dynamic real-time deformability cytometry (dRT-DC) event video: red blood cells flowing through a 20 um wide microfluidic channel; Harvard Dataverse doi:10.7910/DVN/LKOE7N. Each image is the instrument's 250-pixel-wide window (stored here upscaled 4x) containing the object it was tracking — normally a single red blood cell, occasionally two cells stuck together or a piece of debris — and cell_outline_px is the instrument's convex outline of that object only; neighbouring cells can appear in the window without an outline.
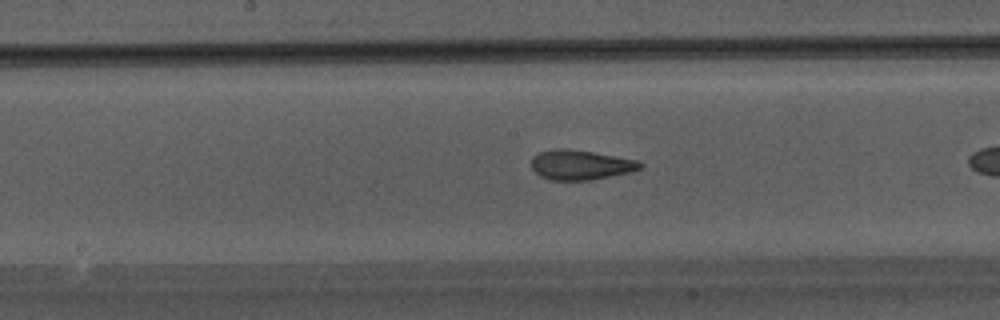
{"species": "Egyptian fruit bat (a non-hibernating species)", "species_latin": "Rousettus aegyptiacus", "temperature_condition": "warm", "stored_images_in_passage": 22, "camera_frame_rate_fps": 3000, "um_per_image_px": 0.085, "animal": {"sex": "male"}, "frame": {"image": 1, "passage_image": 10, "time_ms": 3.0, "image_size_px": [1000, 320], "cell_outline_px": [[644, 164], [640, 168], [632, 172], [588, 180], [552, 180], [540, 176], [532, 168], [532, 156], [540, 152], [556, 148], [568, 148], [592, 152], [636, 160]], "centroid_in_image_um": [49.33, 14.01], "position_along_channel_um": 198.9, "area_um2": 18.73}}